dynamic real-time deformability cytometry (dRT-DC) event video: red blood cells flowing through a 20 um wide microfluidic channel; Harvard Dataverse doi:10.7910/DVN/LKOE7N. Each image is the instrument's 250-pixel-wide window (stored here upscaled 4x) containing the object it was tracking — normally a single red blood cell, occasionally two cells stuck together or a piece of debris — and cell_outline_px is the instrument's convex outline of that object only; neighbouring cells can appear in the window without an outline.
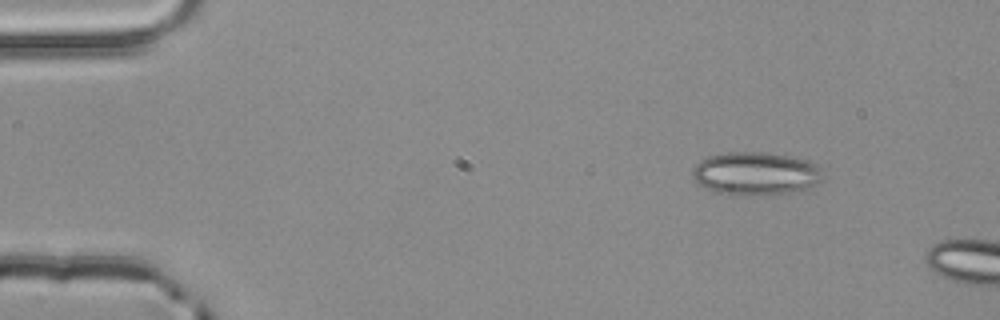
{"species": "common noctule bat (a hibernating species)", "species_latin": "Nyctalus noctula", "temperature_condition": "room temperature", "stored_images_in_passage": 4, "camera_frame_rate_fps": 3000, "um_per_image_px": 0.085, "animal": {"sex": "male", "body_mass_g": 20.4}, "frame": {"image": 1, "passage_image": 4, "time_ms": 1.0, "image_size_px": [1000, 320], "cell_outline_px": [[824, 180], [804, 192], [748, 196], [724, 196], [704, 188], [692, 176], [692, 168], [700, 160], [708, 156], [728, 152], [764, 152], [788, 156], [804, 160], [816, 164], [820, 168]], "centroid_in_image_um": [64.24, 14.8], "position_along_channel_um": 20.8, "area_um2": 33.64}}